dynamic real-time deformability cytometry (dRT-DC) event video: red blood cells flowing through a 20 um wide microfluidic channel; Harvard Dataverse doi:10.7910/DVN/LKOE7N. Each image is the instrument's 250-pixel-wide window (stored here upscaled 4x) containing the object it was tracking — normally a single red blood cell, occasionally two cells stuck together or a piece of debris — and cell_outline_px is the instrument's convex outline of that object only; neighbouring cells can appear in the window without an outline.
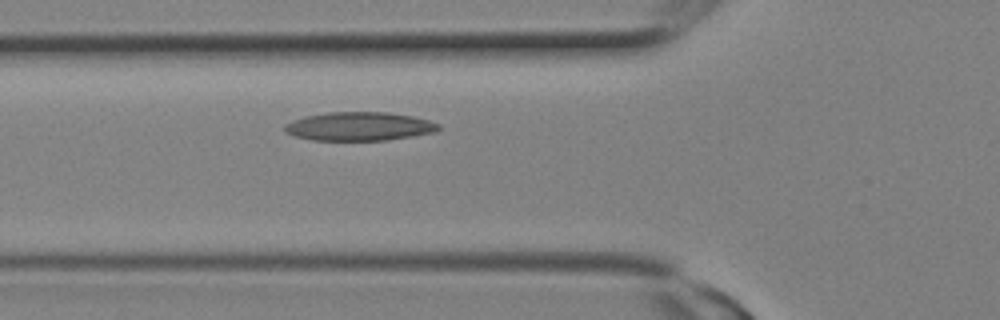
{"species": "Egyptian fruit bat (a non-hibernating species)", "species_latin": "Rousettus aegyptiacus", "temperature_condition": "room temperature", "stored_images_in_passage": 2, "camera_frame_rate_fps": 3000, "um_per_image_px": 0.085, "animal": {"sex": "female"}, "frame": {"image": 1, "passage_image": 2, "time_ms": 0.333, "image_size_px": [1000, 320], "cell_outline_px": [[440, 128], [436, 132], [388, 140], [312, 140], [292, 136], [284, 132], [284, 124], [292, 120], [304, 116], [328, 112], [388, 112], [412, 116], [428, 120], [440, 124]], "centroid_in_image_um": [30.5, 10.74], "position_along_channel_um": 95.3, "area_um2": 25.89}}